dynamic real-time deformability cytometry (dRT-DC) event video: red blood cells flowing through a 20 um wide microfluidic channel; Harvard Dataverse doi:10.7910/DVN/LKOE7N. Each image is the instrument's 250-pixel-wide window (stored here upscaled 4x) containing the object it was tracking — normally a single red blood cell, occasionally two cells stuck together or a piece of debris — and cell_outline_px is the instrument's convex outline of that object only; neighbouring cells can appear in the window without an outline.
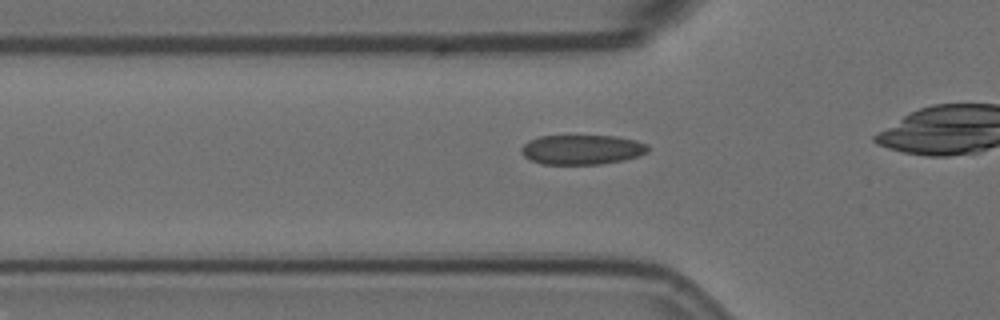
{"species": "Egyptian fruit bat (a non-hibernating species)", "species_latin": "Rousettus aegyptiacus", "temperature_condition": "room temperature", "stored_images_in_passage": 30, "camera_frame_rate_fps": 3000, "um_per_image_px": 0.085, "animal": {"sex": "female"}, "frame": {"image": 1, "passage_image": 3, "time_ms": 0.667, "image_size_px": [1000, 320], "cell_outline_px": [[648, 152], [624, 160], [600, 164], [540, 164], [524, 156], [520, 152], [520, 148], [528, 140], [540, 136], [616, 136], [636, 140], [648, 144]], "centroid_in_image_um": [49.45, 12.71], "position_along_channel_um": 76.4, "area_um2": 21.96}}
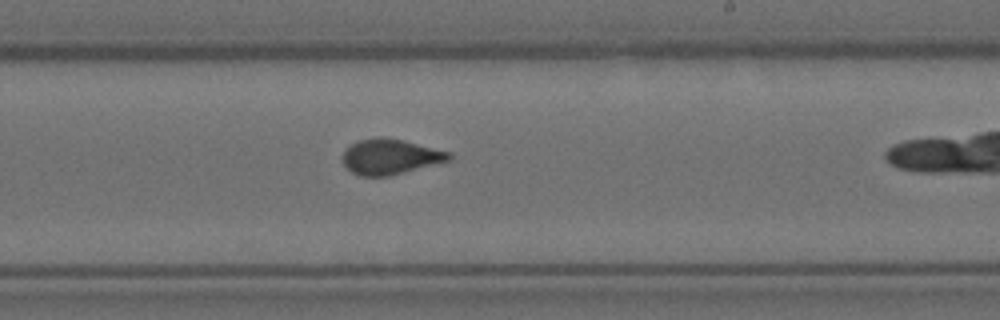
{"frame": {"image": 2, "passage_image": 18, "time_ms": 5.667, "image_size_px": [1000, 320], "cell_outline_px": [[452, 160], [388, 176], [360, 176], [352, 172], [344, 164], [344, 148], [360, 140], [404, 140], [452, 152]], "centroid_in_image_um": [33.23, 13.35], "position_along_channel_um": 255.8, "area_um2": 21.27}}
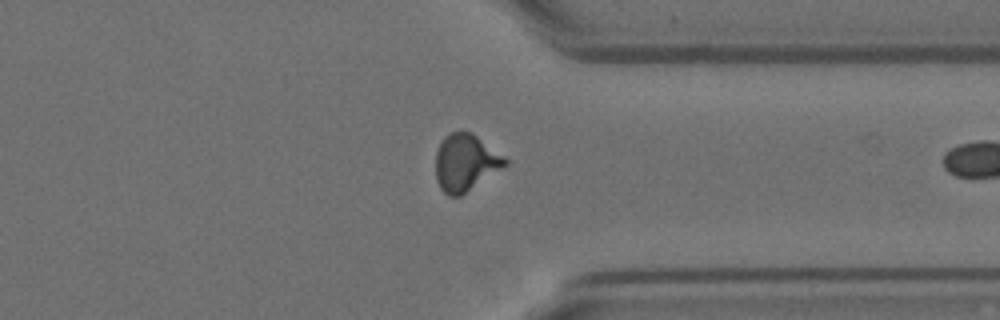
{"frame": {"image": 3, "passage_image": 28, "time_ms": 9.0, "image_size_px": [1000, 320], "cell_outline_px": [[508, 164], [460, 196], [448, 196], [440, 188], [436, 180], [436, 152], [444, 136], [452, 132], [468, 132], [476, 136], [504, 156], [508, 160]], "centroid_in_image_um": [39.55, 13.84], "position_along_channel_um": 371.9, "area_um2": 22.66}}